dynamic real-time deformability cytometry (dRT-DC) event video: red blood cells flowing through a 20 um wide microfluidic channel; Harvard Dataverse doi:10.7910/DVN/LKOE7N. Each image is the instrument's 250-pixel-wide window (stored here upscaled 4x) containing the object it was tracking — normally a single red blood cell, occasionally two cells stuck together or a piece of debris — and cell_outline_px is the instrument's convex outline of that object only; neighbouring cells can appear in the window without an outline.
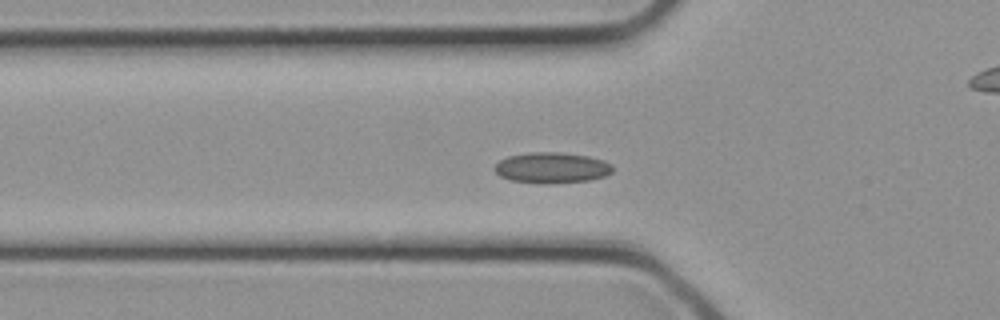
{"species": "common noctule bat (a hibernating species)", "species_latin": "Nyctalus noctula", "temperature_condition": "cold", "stored_images_in_passage": 25, "camera_frame_rate_fps": 3000, "um_per_image_px": 0.085, "animal": {"sex": "female", "body_mass_g": 21.9}, "frame": {"image": 1, "passage_image": 7, "time_ms": 2.0, "image_size_px": [1000, 320], "cell_outline_px": [[612, 172], [604, 176], [588, 180], [548, 184], [508, 180], [500, 176], [492, 168], [500, 160], [508, 156], [528, 152], [560, 152], [588, 156], [604, 160], [612, 164]], "centroid_in_image_um": [46.88, 14.25], "position_along_channel_um": 78.9, "area_um2": 21.27}}
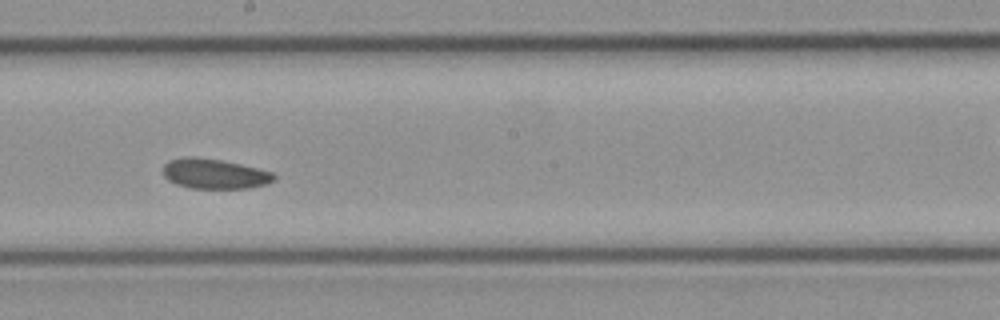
{"frame": {"image": 2, "passage_image": 14, "time_ms": 4.333, "image_size_px": [1000, 320], "cell_outline_px": [[276, 180], [264, 184], [248, 188], [192, 188], [176, 184], [168, 180], [164, 176], [164, 164], [168, 160], [184, 156], [192, 156], [220, 160], [240, 164], [272, 172], [276, 176]], "centroid_in_image_um": [18.2, 14.76], "position_along_channel_um": 230.0, "area_um2": 19.31}}
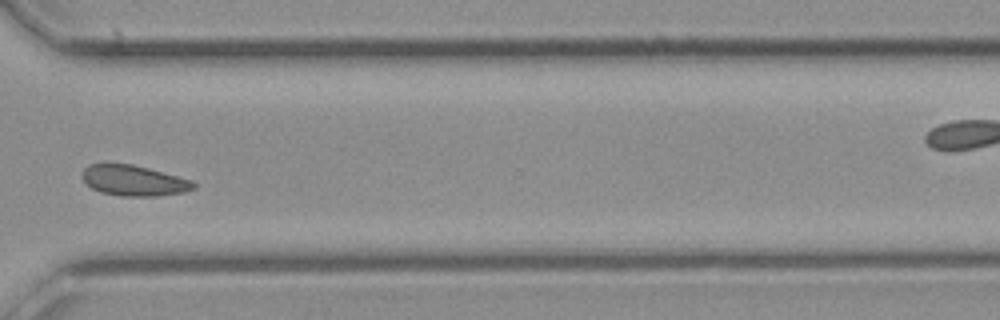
{"frame": {"image": 3, "passage_image": 20, "time_ms": 6.333, "image_size_px": [1000, 320], "cell_outline_px": [[196, 188], [184, 192], [156, 196], [120, 196], [100, 192], [92, 188], [80, 176], [80, 172], [88, 164], [104, 160], [108, 160], [132, 164], [148, 168], [192, 180], [196, 184]], "centroid_in_image_um": [11.28, 15.3], "position_along_channel_um": 359.3, "area_um2": 20.58}}